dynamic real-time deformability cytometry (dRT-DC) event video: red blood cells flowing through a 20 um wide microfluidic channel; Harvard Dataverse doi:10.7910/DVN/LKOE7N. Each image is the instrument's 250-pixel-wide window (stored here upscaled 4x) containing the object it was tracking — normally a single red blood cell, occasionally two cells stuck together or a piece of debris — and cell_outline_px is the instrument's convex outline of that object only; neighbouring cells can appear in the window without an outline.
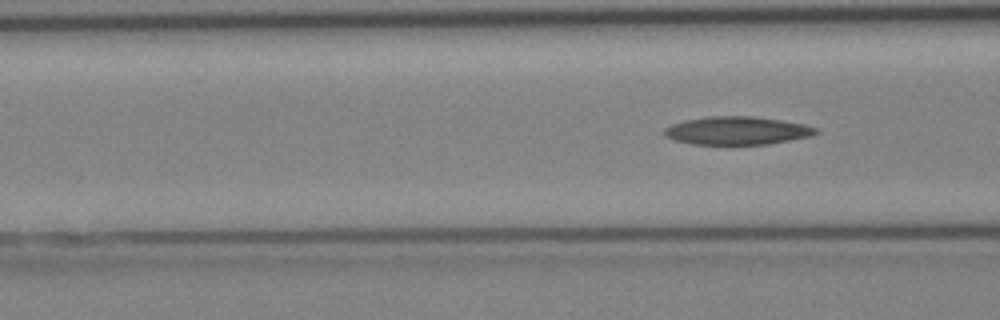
{"species": "Egyptian fruit bat (a non-hibernating species)", "species_latin": "Rousettus aegyptiacus", "temperature_condition": "cold", "stored_images_in_passage": 5, "camera_frame_rate_fps": 3000, "um_per_image_px": 0.085, "animal": {"sex": "female"}, "frame": {"image": 1, "passage_image": 5, "time_ms": 5.667, "image_size_px": [1000, 320], "cell_outline_px": [[820, 132], [812, 136], [768, 144], [692, 144], [676, 140], [668, 136], [664, 132], [664, 128], [672, 124], [688, 120], [712, 116], [752, 116], [780, 120], [804, 124], [820, 128]], "centroid_in_image_um": [62.74, 11.1], "position_along_channel_um": 103.9, "area_um2": 24.62}}